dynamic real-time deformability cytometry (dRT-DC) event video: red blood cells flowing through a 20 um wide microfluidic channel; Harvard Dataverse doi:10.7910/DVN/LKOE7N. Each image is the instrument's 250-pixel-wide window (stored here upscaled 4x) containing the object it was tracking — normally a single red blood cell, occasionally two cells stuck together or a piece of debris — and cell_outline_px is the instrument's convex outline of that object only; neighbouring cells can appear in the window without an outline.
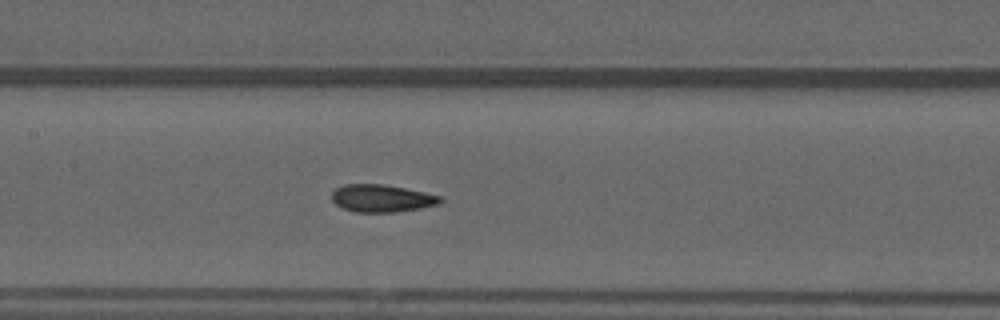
{"species": "common noctule bat (a hibernating species)", "species_latin": "Nyctalus noctula", "temperature_condition": "warm", "stored_images_in_passage": 43, "camera_frame_rate_fps": 3000, "um_per_image_px": 0.085, "animal": {"sex": "male", "forearm_length_mm": 52.5}, "frame": {"image": 1, "passage_image": 25, "time_ms": 8.0, "image_size_px": [1000, 320], "cell_outline_px": [[444, 200], [440, 204], [420, 208], [392, 212], [356, 212], [344, 208], [336, 204], [332, 200], [332, 192], [336, 188], [344, 184], [384, 184], [444, 196]], "centroid_in_image_um": [32.48, 16.85], "position_along_channel_um": 174.9, "area_um2": 17.4}}